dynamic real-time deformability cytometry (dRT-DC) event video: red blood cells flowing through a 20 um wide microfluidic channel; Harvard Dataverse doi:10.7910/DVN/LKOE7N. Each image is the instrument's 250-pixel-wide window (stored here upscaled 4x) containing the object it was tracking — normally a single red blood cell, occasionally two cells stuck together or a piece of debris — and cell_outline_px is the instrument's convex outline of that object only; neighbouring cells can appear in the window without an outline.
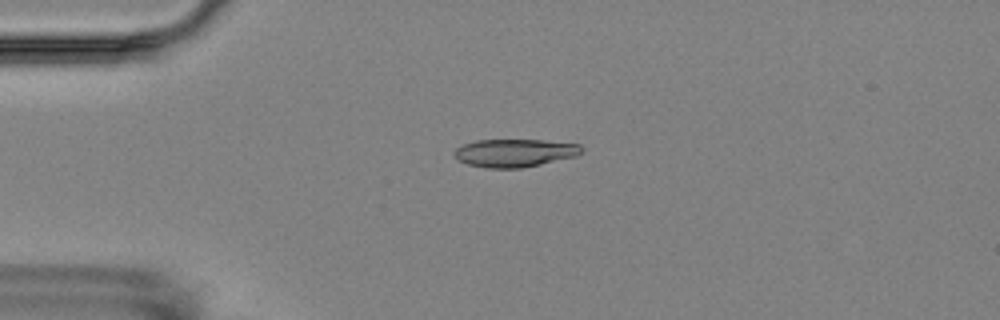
{"species": "Egyptian fruit bat (a non-hibernating species)", "species_latin": "Rousettus aegyptiacus", "temperature_condition": "room temperature", "stored_images_in_passage": 5, "camera_frame_rate_fps": 3000, "um_per_image_px": 0.085, "animal": {"sex": "female"}, "frame": {"image": 1, "passage_image": 4, "time_ms": 3.667, "image_size_px": [1000, 320], "cell_outline_px": [[584, 148], [576, 156], [540, 164], [520, 168], [488, 168], [468, 164], [460, 160], [452, 152], [456, 148], [464, 144], [476, 140], [544, 140], [580, 144]], "centroid_in_image_um": [43.76, 12.99], "position_along_channel_um": 41.2, "area_um2": 20.58}}